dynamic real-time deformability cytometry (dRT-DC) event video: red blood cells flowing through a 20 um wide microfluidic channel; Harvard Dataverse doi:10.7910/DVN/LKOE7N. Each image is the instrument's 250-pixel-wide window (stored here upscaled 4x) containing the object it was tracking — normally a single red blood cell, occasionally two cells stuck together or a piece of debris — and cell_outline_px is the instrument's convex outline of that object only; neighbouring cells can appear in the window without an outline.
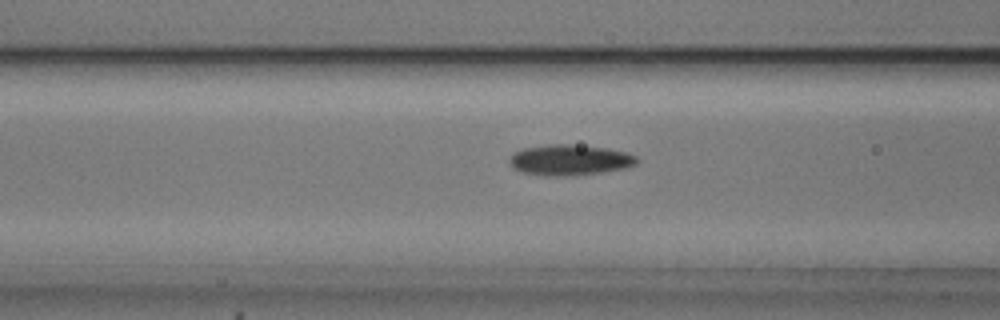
{"species": "common noctule bat (a hibernating species)", "species_latin": "Nyctalus noctula", "temperature_condition": "cold", "stored_images_in_passage": 41, "camera_frame_rate_fps": 3000, "um_per_image_px": 0.085, "animal": {"sex": "male", "body_mass_g": 20.5, "forearm_length_mm": 52.5}, "frame": {"image": 1, "passage_image": 11, "time_ms": 3.333, "image_size_px": [1000, 320], "cell_outline_px": [[640, 160], [636, 164], [628, 168], [600, 172], [568, 176], [544, 176], [520, 172], [512, 168], [508, 164], [508, 160], [512, 152], [524, 148], [548, 144], [568, 144], [608, 148], [628, 152], [636, 156]], "centroid_in_image_um": [48.4, 13.6], "position_along_channel_um": 118.2, "area_um2": 23.24}}
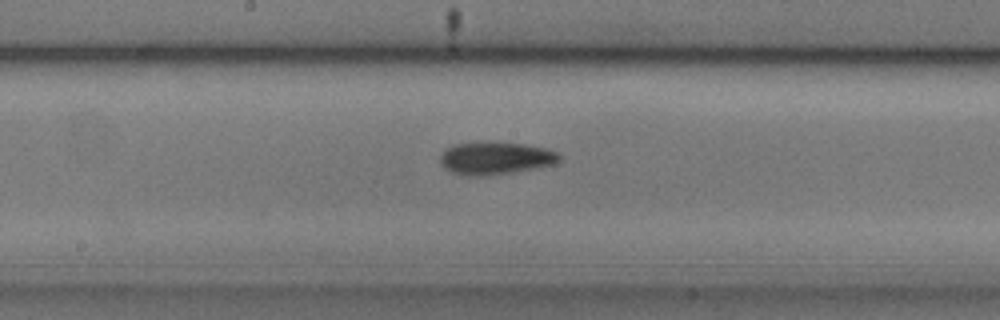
{"frame": {"image": 2, "passage_image": 18, "time_ms": 5.667, "image_size_px": [1000, 320], "cell_outline_px": [[560, 160], [552, 164], [508, 172], [480, 176], [468, 176], [452, 172], [444, 168], [440, 164], [440, 156], [444, 148], [452, 144], [524, 144], [548, 148], [556, 152], [560, 156]], "centroid_in_image_um": [42.05, 13.46], "position_along_channel_um": 206.1, "area_um2": 21.79}}
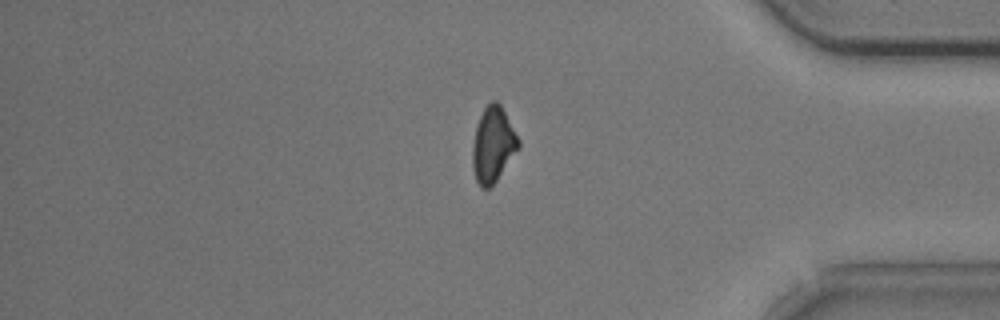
{"frame": {"image": 3, "passage_image": 35, "time_ms": 11.333, "image_size_px": [1000, 320], "cell_outline_px": [[520, 148], [496, 180], [488, 188], [480, 188], [476, 180], [472, 168], [472, 144], [476, 124], [484, 108], [492, 100], [496, 100], [500, 104], [520, 140]], "centroid_in_image_um": [41.89, 12.29], "position_along_channel_um": 393.3, "area_um2": 20.23}, "authors_computed_cell_mechanics": {"area_um2": 20.9236, "velocity_mm_per_s": 3.7546, "shape_relaxation_time_tau1_ms": 1.9689, "shape_relaxation_time_tau2_ms": 4.6858, "deformation_change_tau1": 0.1187, "deformation_change_tau2": 0.1126}}